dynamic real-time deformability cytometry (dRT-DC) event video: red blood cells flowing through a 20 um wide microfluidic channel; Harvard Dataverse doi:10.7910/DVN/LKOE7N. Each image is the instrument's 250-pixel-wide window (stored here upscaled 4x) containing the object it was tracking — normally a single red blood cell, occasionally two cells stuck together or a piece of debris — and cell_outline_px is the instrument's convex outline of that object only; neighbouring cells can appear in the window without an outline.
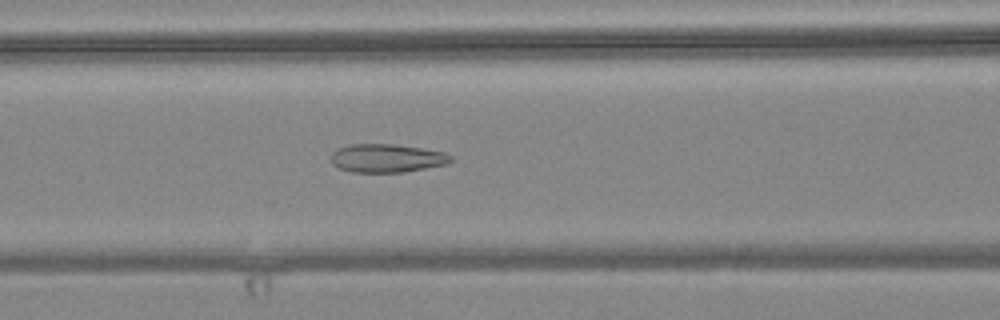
{"species": "common noctule bat (a hibernating species)", "species_latin": "Nyctalus noctula", "temperature_condition": "warm", "stored_images_in_passage": 55, "camera_frame_rate_fps": 3000, "um_per_image_px": 0.085, "animal": {"sex": "female", "body_mass_g": 24.6, "forearm_length_mm": 56.2}, "frame": {"image": 1, "passage_image": 22, "time_ms": 7.0, "image_size_px": [1000, 320], "cell_outline_px": [[452, 160], [448, 164], [400, 172], [352, 172], [340, 168], [332, 164], [332, 152], [336, 148], [352, 144], [392, 144], [420, 148], [444, 152], [452, 156]], "centroid_in_image_um": [32.86, 13.44], "position_along_channel_um": 133.7, "area_um2": 19.65}}
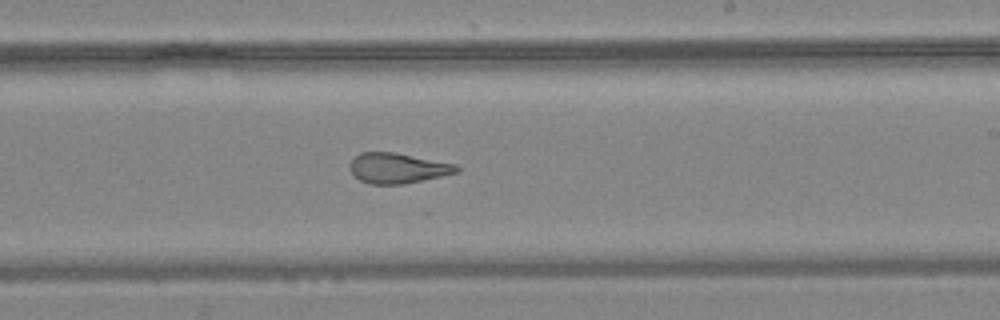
{"frame": {"image": 2, "passage_image": 32, "time_ms": 10.333, "image_size_px": [1000, 320], "cell_outline_px": [[460, 168], [456, 172], [440, 176], [400, 184], [368, 184], [360, 180], [348, 168], [348, 164], [360, 152], [396, 152], [456, 164]], "centroid_in_image_um": [33.76, 14.27], "position_along_channel_um": 255.2, "area_um2": 18.67}}
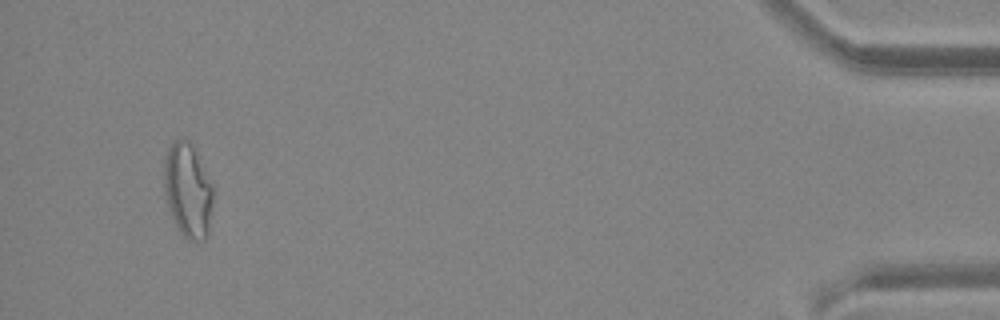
{"frame": {"image": 3, "passage_image": 52, "time_ms": 17.0, "image_size_px": [1000, 320], "cell_outline_px": [[212, 204], [208, 232], [204, 240], [188, 240], [180, 232], [172, 216], [168, 204], [164, 184], [164, 156], [172, 140], [188, 136], [192, 140], [212, 184]], "centroid_in_image_um": [15.97, 16.07], "position_along_channel_um": 419.2, "area_um2": 27.22}, "authors_computed_cell_mechanics": {"area_um2": 22.542, "velocity_mm_per_s": 3.6463, "shape_relaxation_time_tau1_ms": null, "shape_relaxation_time_tau2_ms": 1.5557, "deformation_change_tau1": null, "deformation_change_tau2": 0.0941}}